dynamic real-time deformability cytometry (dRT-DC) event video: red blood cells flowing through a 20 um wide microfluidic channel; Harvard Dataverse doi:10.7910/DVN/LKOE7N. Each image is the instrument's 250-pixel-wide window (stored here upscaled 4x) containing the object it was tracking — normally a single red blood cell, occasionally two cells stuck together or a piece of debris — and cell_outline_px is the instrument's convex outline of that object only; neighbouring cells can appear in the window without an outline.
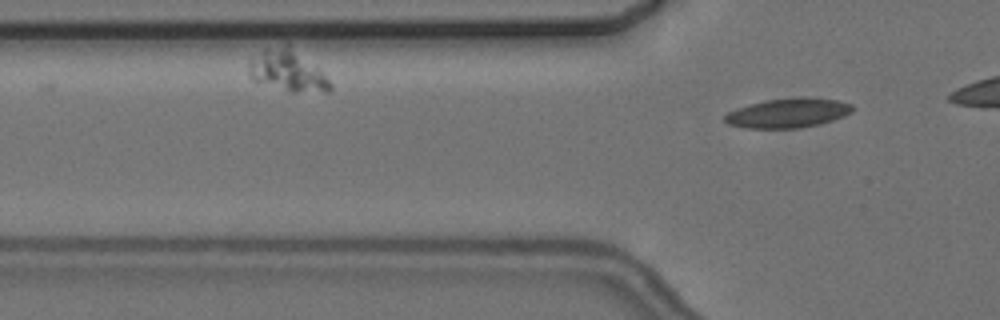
{"species": "common noctule bat (a hibernating species)", "species_latin": "Nyctalus noctula", "temperature_condition": "cold", "stored_images_in_passage": 3, "camera_frame_rate_fps": 3000, "um_per_image_px": 0.085, "animal": {"sex": "female", "body_mass_g": 24.6, "forearm_length_mm": 56.2}, "frame": {"image": 1, "passage_image": 3, "time_ms": 3.667, "image_size_px": [1000, 320], "cell_outline_px": [[856, 108], [852, 112], [844, 116], [820, 124], [800, 128], [744, 128], [728, 124], [724, 120], [724, 116], [728, 112], [736, 108], [748, 104], [764, 100], [840, 100], [852, 104]], "centroid_in_image_um": [66.94, 9.65], "position_along_channel_um": 58.9, "area_um2": 21.21}}